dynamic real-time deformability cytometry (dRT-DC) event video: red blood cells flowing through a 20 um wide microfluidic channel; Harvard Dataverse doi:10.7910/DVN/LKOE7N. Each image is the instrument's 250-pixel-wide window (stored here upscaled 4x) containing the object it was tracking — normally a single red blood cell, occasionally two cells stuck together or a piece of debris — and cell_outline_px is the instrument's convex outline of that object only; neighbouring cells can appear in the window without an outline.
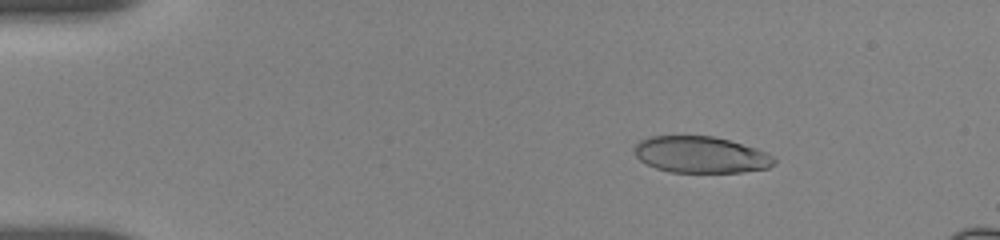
{"species": "human", "species_latin": "Homo sapiens", "temperature_condition": "room temperature", "stored_images_in_passage": 12, "camera_frame_rate_fps": 3000, "um_per_image_px": 0.085, "donor": {"sex": "female"}, "frame": {"image": 1, "passage_image": 6, "time_ms": 2.333, "image_size_px": [1000, 240], "cell_outline_px": [[776, 164], [768, 168], [744, 172], [668, 172], [656, 168], [640, 160], [636, 156], [632, 148], [640, 140], [648, 136], [712, 136], [728, 140], [756, 148], [768, 152], [776, 160]], "centroid_in_image_um": [59.57, 13.15], "position_along_channel_um": 25.4, "area_um2": 29.88}}